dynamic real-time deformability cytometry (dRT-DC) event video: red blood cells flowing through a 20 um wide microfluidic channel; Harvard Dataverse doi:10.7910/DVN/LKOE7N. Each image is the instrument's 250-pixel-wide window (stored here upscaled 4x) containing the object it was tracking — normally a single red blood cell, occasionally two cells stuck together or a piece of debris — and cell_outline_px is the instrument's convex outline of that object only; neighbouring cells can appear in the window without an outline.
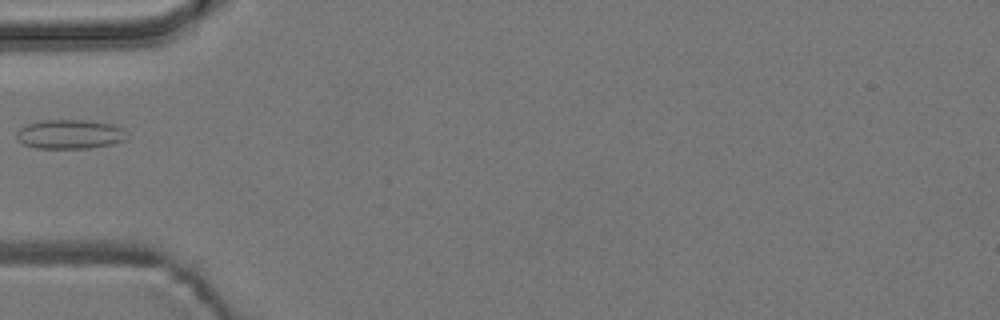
{"species": "common noctule bat (a hibernating species)", "species_latin": "Nyctalus noctula", "temperature_condition": "room temperature", "stored_images_in_passage": 6, "camera_frame_rate_fps": 3000, "um_per_image_px": 0.085, "animal": {"sex": "male", "body_mass_g": 19.2, "forearm_length_mm": 51.8}, "frame": {"image": 1, "passage_image": 6, "time_ms": 6.0, "image_size_px": [1000, 320], "cell_outline_px": [[124, 140], [112, 144], [88, 148], [36, 148], [24, 144], [16, 136], [16, 132], [20, 128], [28, 124], [40, 120], [84, 120], [112, 124], [124, 128]], "centroid_in_image_um": [5.92, 11.4], "position_along_channel_um": 79.1, "area_um2": 18.61}}